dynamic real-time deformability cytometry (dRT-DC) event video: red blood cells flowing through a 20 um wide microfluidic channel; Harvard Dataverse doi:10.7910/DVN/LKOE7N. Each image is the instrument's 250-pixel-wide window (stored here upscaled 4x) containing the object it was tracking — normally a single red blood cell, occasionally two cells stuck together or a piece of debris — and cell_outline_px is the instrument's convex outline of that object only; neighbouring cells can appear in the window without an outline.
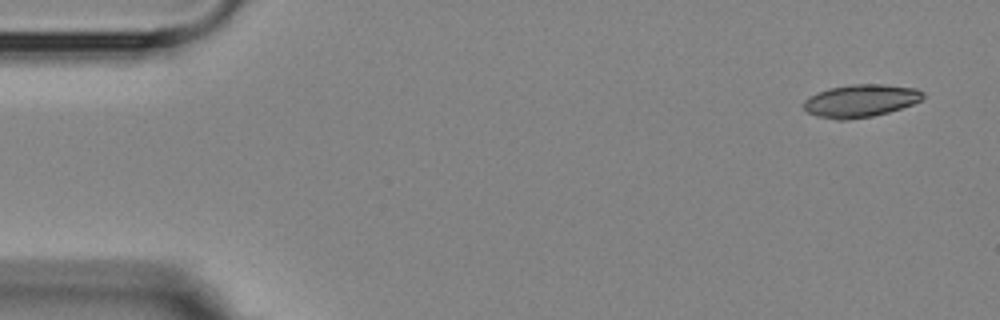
{"species": "Egyptian fruit bat (a non-hibernating species)", "species_latin": "Rousettus aegyptiacus", "temperature_condition": "room temperature", "stored_images_in_passage": 4, "camera_frame_rate_fps": 3000, "um_per_image_px": 0.085, "animal": {"sex": "female"}, "frame": {"image": 1, "passage_image": 1, "time_ms": 0.0, "image_size_px": [1000, 320], "cell_outline_px": [[924, 96], [920, 100], [912, 104], [888, 112], [872, 116], [844, 120], [836, 120], [816, 116], [808, 112], [804, 108], [804, 100], [808, 96], [816, 92], [828, 88], [852, 84], [884, 84], [916, 88], [924, 92]], "centroid_in_image_um": [73.12, 8.56], "position_along_channel_um": 11.9, "area_um2": 22.77}}